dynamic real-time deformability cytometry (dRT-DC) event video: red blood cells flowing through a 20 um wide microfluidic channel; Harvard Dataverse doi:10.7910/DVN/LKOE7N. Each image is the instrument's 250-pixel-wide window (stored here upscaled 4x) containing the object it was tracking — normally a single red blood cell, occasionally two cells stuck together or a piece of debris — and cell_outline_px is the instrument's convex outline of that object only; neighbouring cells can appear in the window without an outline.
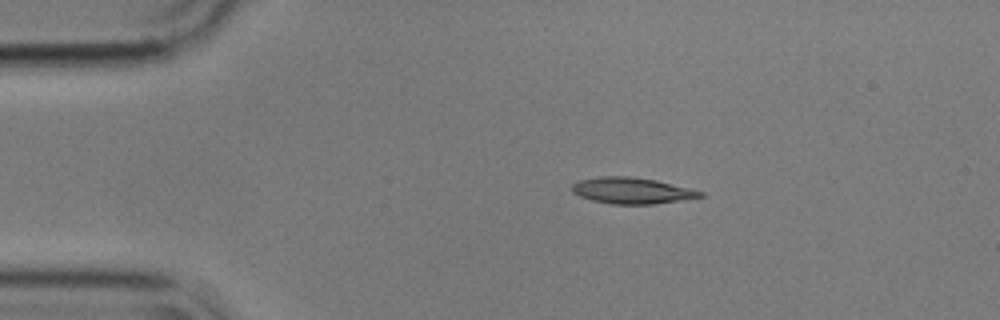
{"species": "common noctule bat (a hibernating species)", "species_latin": "Nyctalus noctula", "temperature_condition": "cold", "stored_images_in_passage": 4, "camera_frame_rate_fps": 3000, "um_per_image_px": 0.085, "animal": {"sex": "male", "body_mass_g": 17.9}, "frame": {"image": 1, "passage_image": 3, "time_ms": 0.667, "image_size_px": [1000, 320], "cell_outline_px": [[704, 196], [652, 204], [612, 204], [592, 200], [580, 196], [572, 192], [572, 184], [580, 180], [600, 176], [628, 176], [656, 180], [704, 192]], "centroid_in_image_um": [53.67, 16.19], "position_along_channel_um": 31.3, "area_um2": 19.31}}